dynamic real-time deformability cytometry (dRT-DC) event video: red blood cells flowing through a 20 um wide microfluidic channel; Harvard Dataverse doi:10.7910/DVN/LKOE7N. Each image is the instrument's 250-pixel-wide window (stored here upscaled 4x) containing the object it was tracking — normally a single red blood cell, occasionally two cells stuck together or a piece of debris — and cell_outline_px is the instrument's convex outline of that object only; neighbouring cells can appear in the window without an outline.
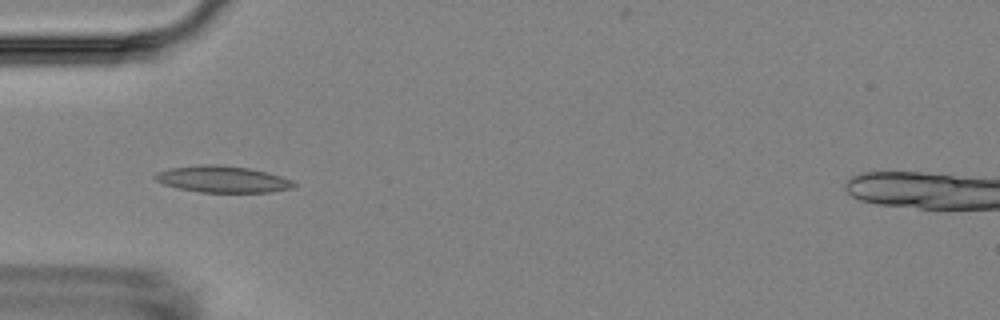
{"species": "Egyptian fruit bat (a non-hibernating species)", "species_latin": "Rousettus aegyptiacus", "temperature_condition": "room temperature", "stored_images_in_passage": 7, "camera_frame_rate_fps": 3000, "um_per_image_px": 0.085, "animal": {"sex": "female"}, "frame": {"image": 1, "passage_image": 2, "time_ms": 1.0, "image_size_px": [1000, 320], "cell_outline_px": [[296, 188], [268, 192], [200, 192], [180, 188], [164, 184], [156, 180], [152, 176], [156, 172], [168, 168], [204, 164], [216, 164], [248, 168], [280, 176], [292, 180], [296, 184]], "centroid_in_image_um": [18.91, 15.23], "position_along_channel_um": 66.1, "area_um2": 21.39}}
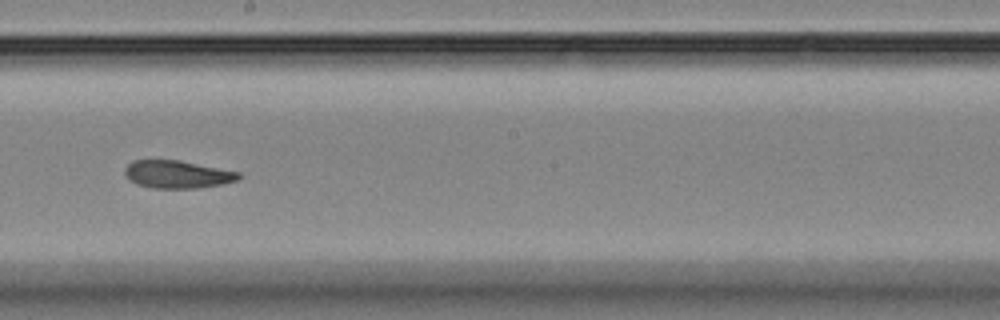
{"frame": {"image": 2, "passage_image": 6, "time_ms": 5.667, "image_size_px": [1000, 320], "cell_outline_px": [[240, 176], [236, 180], [224, 184], [200, 188], [152, 188], [136, 184], [128, 180], [124, 172], [124, 168], [132, 160], [180, 160], [240, 172]], "centroid_in_image_um": [15.04, 14.82], "position_along_channel_um": 233.2, "area_um2": 18.55}}
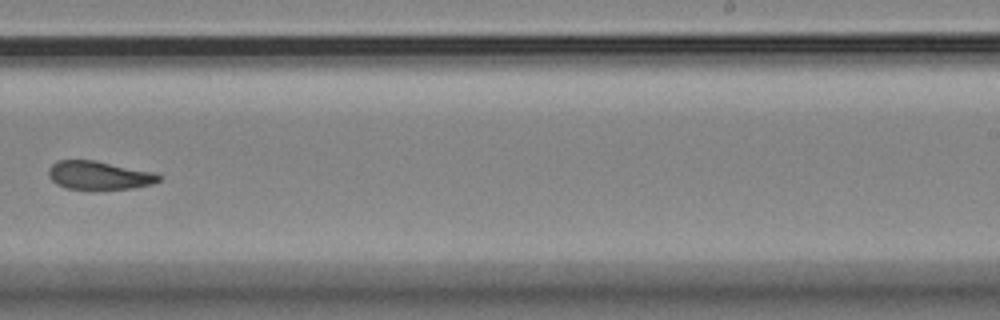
{"frame": {"image": 3, "passage_image": 7, "time_ms": 7.0, "image_size_px": [1000, 320], "cell_outline_px": [[164, 176], [160, 180], [152, 184], [132, 188], [96, 192], [64, 188], [56, 184], [48, 176], [48, 168], [52, 164], [60, 160], [96, 160], [156, 172]], "centroid_in_image_um": [8.44, 14.94], "position_along_channel_um": 280.6, "area_um2": 19.25}}